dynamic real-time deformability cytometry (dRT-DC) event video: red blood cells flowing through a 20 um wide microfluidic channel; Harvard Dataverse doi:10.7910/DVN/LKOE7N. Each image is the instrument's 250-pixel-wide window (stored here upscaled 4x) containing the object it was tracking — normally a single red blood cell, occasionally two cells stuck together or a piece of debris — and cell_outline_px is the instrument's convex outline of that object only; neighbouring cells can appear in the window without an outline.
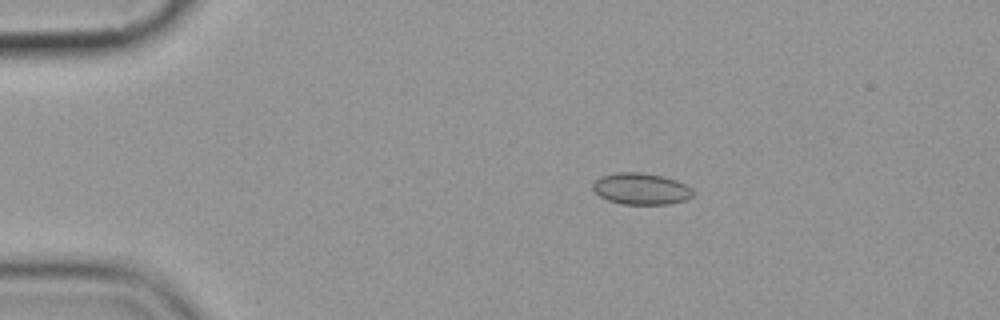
{"species": "common noctule bat (a hibernating species)", "species_latin": "Nyctalus noctula", "temperature_condition": "cold", "stored_images_in_passage": 4, "camera_frame_rate_fps": 3000, "um_per_image_px": 0.085, "animal": {"sex": "female", "body_mass_g": 19.9}, "frame": {"image": 1, "passage_image": 3, "time_ms": 2.333, "image_size_px": [1000, 320], "cell_outline_px": [[692, 196], [684, 200], [668, 204], [620, 204], [608, 200], [600, 196], [592, 188], [592, 184], [600, 176], [616, 172], [640, 172], [664, 176], [676, 180], [692, 188]], "centroid_in_image_um": [54.46, 16.04], "position_along_channel_um": 30.5, "area_um2": 18.38}}